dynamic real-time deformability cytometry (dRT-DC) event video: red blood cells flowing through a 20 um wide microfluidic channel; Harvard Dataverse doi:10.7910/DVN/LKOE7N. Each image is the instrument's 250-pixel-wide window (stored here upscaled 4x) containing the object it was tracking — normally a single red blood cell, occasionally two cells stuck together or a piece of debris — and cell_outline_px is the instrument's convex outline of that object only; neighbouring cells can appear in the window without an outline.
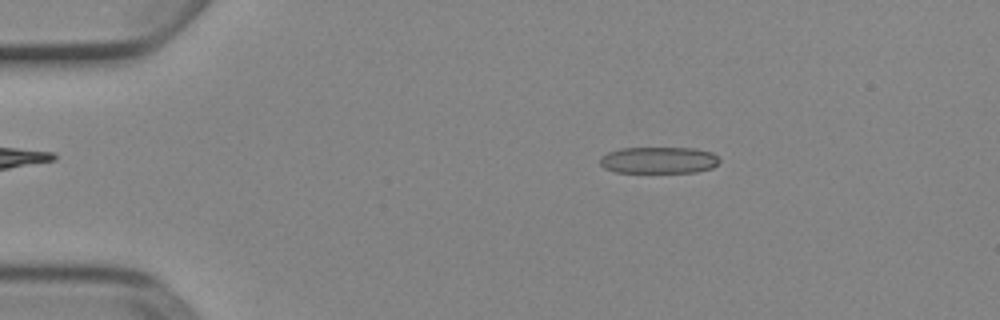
{"species": "Egyptian fruit bat (a non-hibernating species)", "species_latin": "Rousettus aegyptiacus", "temperature_condition": "cold", "stored_images_in_passage": 4, "segment_of_instrument_passage": [1, 2], "camera_frame_rate_fps": 3000, "um_per_image_px": 0.085, "animal": {"sex": "female"}, "frame": {"image": 1, "passage_image": 2, "time_ms": 0.333, "image_size_px": [1000, 320], "cell_outline_px": [[720, 160], [712, 168], [696, 172], [616, 172], [604, 168], [600, 164], [600, 156], [608, 152], [620, 148], [696, 148], [712, 152]], "centroid_in_image_um": [55.98, 13.61], "position_along_channel_um": 29.0, "area_um2": 18.55}}